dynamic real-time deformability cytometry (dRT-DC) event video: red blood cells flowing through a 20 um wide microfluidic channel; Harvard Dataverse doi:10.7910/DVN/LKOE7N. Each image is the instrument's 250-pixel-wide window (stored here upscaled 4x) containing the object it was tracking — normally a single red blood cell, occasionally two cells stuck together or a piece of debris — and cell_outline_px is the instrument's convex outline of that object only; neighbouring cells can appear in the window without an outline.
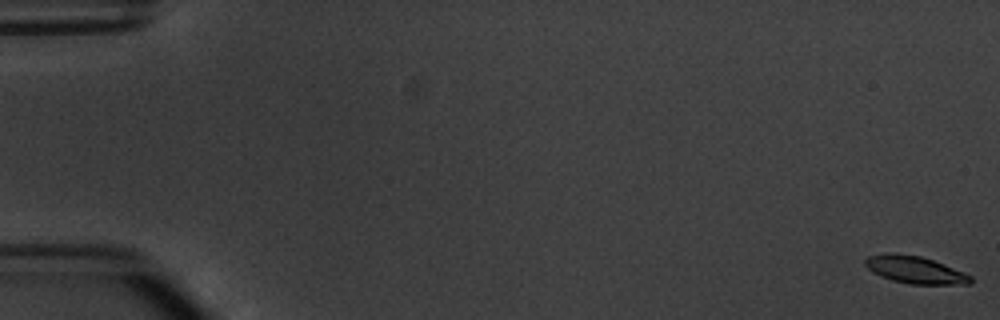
{"species": "common noctule bat (a hibernating species)", "species_latin": "Nyctalus noctula", "temperature_condition": "warm", "stored_images_in_passage": 9, "camera_frame_rate_fps": 3000, "um_per_image_px": 0.085, "animal": {"sex": "male", "body_mass_g": 20.1, "forearm_length_mm": 53.5}, "frame": {"image": 1, "passage_image": 1, "time_ms": 0.0, "image_size_px": [1000, 320], "cell_outline_px": [[972, 284], [908, 284], [892, 280], [880, 276], [872, 272], [864, 264], [864, 260], [868, 256], [884, 252], [892, 252], [920, 256], [944, 264], [964, 272], [972, 276]], "centroid_in_image_um": [77.75, 22.92], "position_along_channel_um": 7.3, "area_um2": 16.94}}
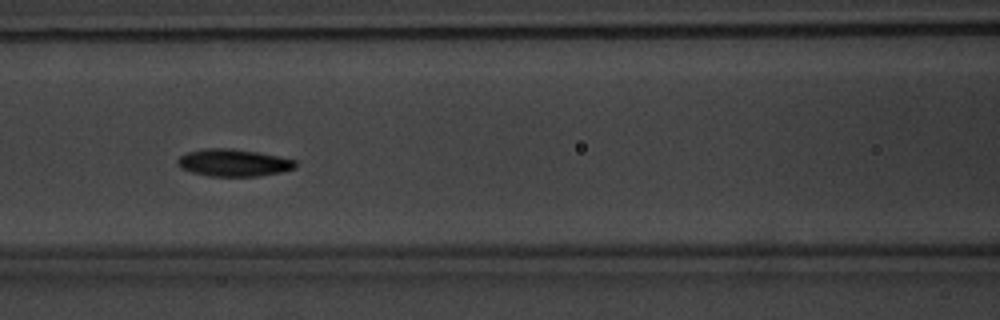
{"frame": {"image": 2, "passage_image": 7, "time_ms": 8.0, "image_size_px": [1000, 320], "cell_outline_px": [[296, 168], [280, 172], [260, 176], [208, 176], [192, 172], [180, 168], [176, 164], [176, 160], [180, 156], [188, 152], [204, 148], [232, 148], [256, 152], [296, 160]], "centroid_in_image_um": [19.81, 13.83], "position_along_channel_um": 146.8, "area_um2": 18.73}}
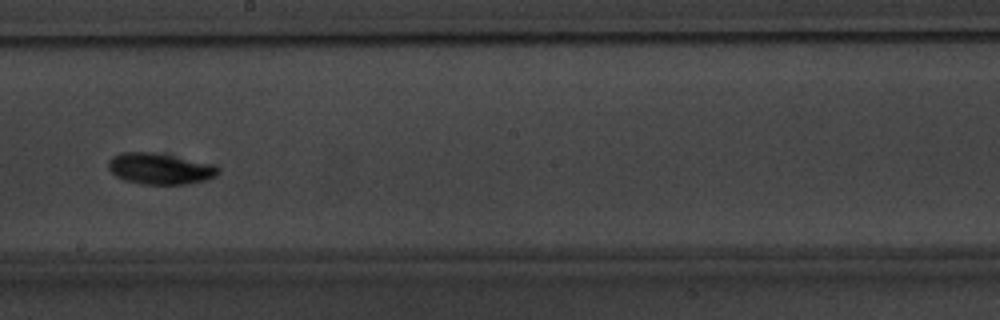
{"frame": {"image": 3, "passage_image": 9, "time_ms": 10.333, "image_size_px": [1000, 320], "cell_outline_px": [[220, 172], [216, 176], [208, 180], [188, 184], [140, 184], [124, 180], [116, 176], [108, 168], [108, 160], [112, 156], [120, 152], [152, 152], [216, 164], [220, 168]], "centroid_in_image_um": [13.62, 14.34], "position_along_channel_um": 234.6, "area_um2": 20.23}}